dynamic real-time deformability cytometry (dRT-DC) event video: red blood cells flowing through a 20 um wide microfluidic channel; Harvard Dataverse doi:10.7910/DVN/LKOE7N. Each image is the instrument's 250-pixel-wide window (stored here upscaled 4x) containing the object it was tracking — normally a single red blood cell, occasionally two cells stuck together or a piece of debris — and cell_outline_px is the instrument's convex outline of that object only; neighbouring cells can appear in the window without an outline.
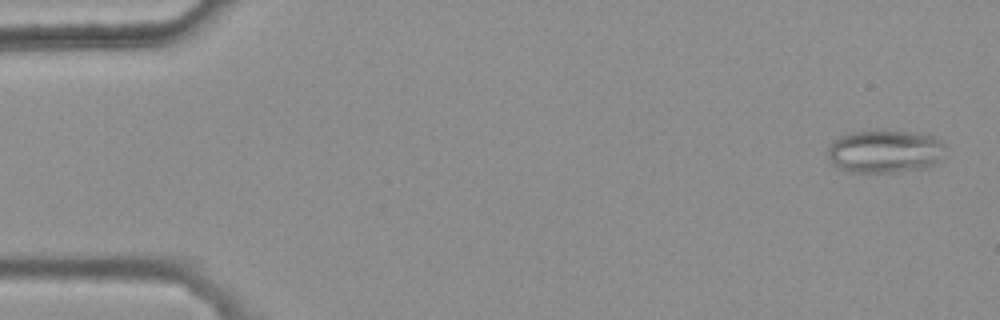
{"species": "common noctule bat (a hibernating species)", "species_latin": "Nyctalus noctula", "temperature_condition": "warm", "stored_images_in_passage": 6, "camera_frame_rate_fps": 3000, "um_per_image_px": 0.085, "animal": {"sex": "female", "body_mass_g": 25.1}, "frame": {"image": 1, "passage_image": 1, "time_ms": 0.0, "image_size_px": [1000, 320], "cell_outline_px": [[944, 148], [936, 160], [932, 164], [924, 168], [896, 172], [852, 172], [840, 168], [832, 164], [828, 156], [828, 148], [840, 136], [848, 132], [908, 132], [932, 136], [940, 140], [944, 144]], "centroid_in_image_um": [75.17, 12.89], "position_along_channel_um": 9.8, "area_um2": 28.61}}